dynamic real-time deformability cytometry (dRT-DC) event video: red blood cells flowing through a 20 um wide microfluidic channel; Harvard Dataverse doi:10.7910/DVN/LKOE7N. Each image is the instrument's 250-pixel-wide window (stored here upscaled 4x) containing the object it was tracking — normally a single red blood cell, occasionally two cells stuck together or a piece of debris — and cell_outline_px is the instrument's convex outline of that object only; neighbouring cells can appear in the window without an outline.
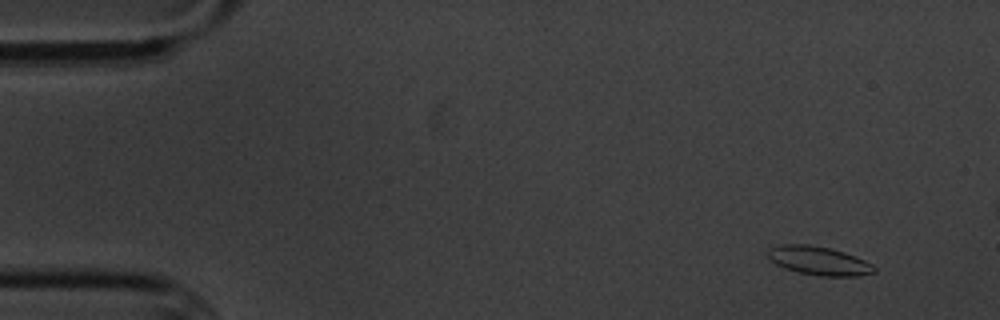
{"species": "common noctule bat (a hibernating species)", "species_latin": "Nyctalus noctula", "temperature_condition": "cold", "stored_images_in_passage": 4, "camera_frame_rate_fps": 3000, "um_per_image_px": 0.085, "animal": {"sex": "male", "body_mass_g": 20.1, "forearm_length_mm": 53.5}, "frame": {"image": 1, "passage_image": 1, "time_ms": 0.0, "image_size_px": [1000, 320], "cell_outline_px": [[876, 272], [856, 276], [820, 276], [800, 272], [784, 268], [776, 264], [768, 256], [768, 248], [780, 244], [808, 244], [828, 248], [844, 252], [856, 256], [872, 264], [876, 268]], "centroid_in_image_um": [69.61, 22.16], "position_along_channel_um": 15.4, "area_um2": 17.69}}